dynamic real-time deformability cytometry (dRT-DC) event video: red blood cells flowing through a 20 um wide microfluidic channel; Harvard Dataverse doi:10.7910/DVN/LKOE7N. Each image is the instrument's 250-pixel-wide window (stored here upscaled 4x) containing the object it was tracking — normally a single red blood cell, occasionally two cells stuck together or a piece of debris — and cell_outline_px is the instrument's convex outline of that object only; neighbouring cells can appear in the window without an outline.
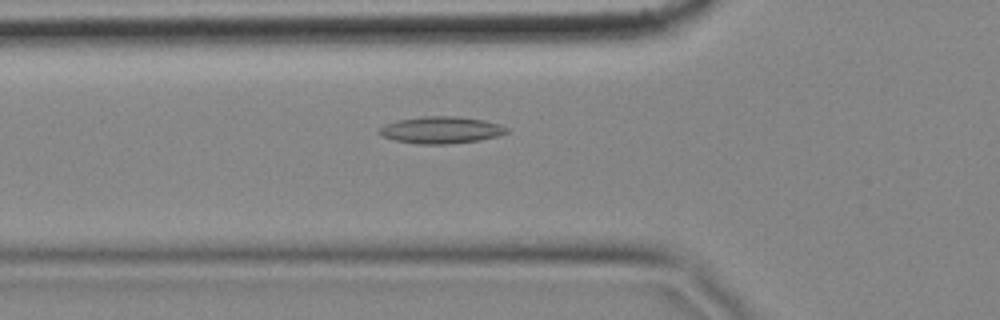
{"species": "common noctule bat (a hibernating species)", "species_latin": "Nyctalus noctula", "temperature_condition": "cold", "stored_images_in_passage": 56, "camera_frame_rate_fps": 3000, "um_per_image_px": 0.085, "animal": {"sex": "female", "body_mass_g": 18.4}, "frame": {"image": 1, "passage_image": 19, "time_ms": 6.0, "image_size_px": [1000, 320], "cell_outline_px": [[508, 132], [500, 136], [480, 140], [444, 144], [420, 144], [396, 140], [380, 136], [376, 132], [384, 124], [396, 120], [424, 116], [460, 116], [484, 120], [500, 124], [508, 128]], "centroid_in_image_um": [37.49, 11.04], "position_along_channel_um": 88.3, "area_um2": 20.17}}
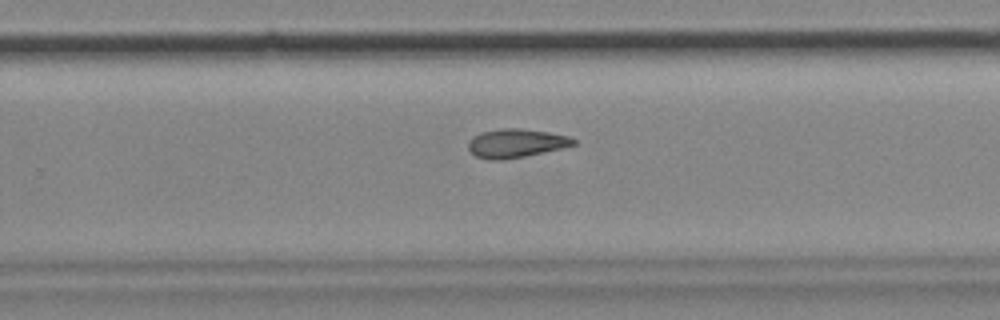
{"frame": {"image": 2, "passage_image": 36, "time_ms": 11.667, "image_size_px": [1000, 320], "cell_outline_px": [[576, 144], [564, 148], [524, 156], [500, 160], [488, 160], [476, 156], [468, 148], [468, 140], [472, 136], [480, 132], [504, 128], [520, 128], [548, 132], [568, 136], [576, 140]], "centroid_in_image_um": [43.84, 12.17], "position_along_channel_um": 286.0, "area_um2": 17.63}}
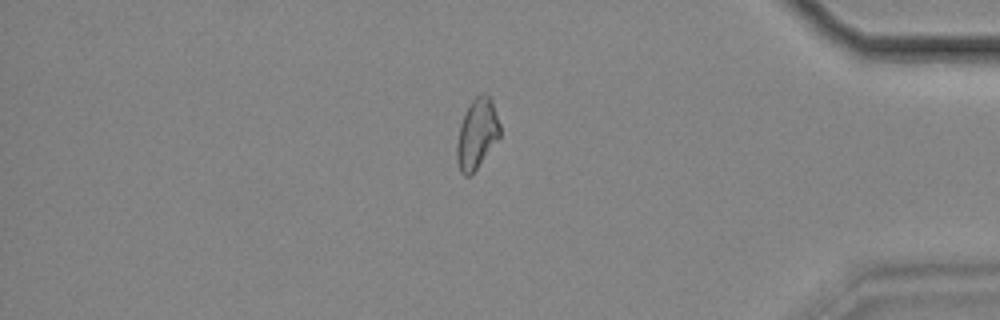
{"frame": {"image": 3, "passage_image": 48, "time_ms": 15.667, "image_size_px": [1000, 320], "cell_outline_px": [[500, 136], [476, 168], [468, 176], [464, 176], [460, 172], [456, 160], [456, 144], [460, 124], [464, 112], [472, 100], [476, 96], [484, 92], [492, 100], [500, 124]], "centroid_in_image_um": [40.52, 11.35], "position_along_channel_um": 394.7, "area_um2": 17.51}}